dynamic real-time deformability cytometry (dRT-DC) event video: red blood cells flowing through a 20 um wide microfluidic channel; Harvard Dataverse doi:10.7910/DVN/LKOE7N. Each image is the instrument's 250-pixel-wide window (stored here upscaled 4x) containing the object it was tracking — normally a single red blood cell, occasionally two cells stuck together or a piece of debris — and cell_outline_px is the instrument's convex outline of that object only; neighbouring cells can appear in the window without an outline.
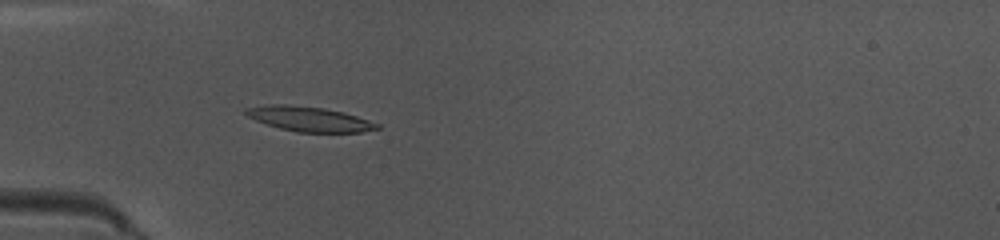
{"species": "common noctule bat (a hibernating species)", "species_latin": "Nyctalus noctula", "temperature_condition": "warm", "stored_images_in_passage": 50, "camera_frame_rate_fps": 3000, "um_per_image_px": 0.085, "animal": {"sex": "female", "body_mass_g": 10.0, "forearm_length_mm": 53.1}, "frame": {"image": 1, "passage_image": 16, "time_ms": 5.0, "image_size_px": [1000, 240], "cell_outline_px": [[380, 128], [360, 132], [296, 132], [280, 128], [256, 120], [248, 116], [244, 112], [244, 108], [272, 104], [284, 104], [324, 108], [344, 112], [380, 124]], "centroid_in_image_um": [26.29, 10.11], "position_along_channel_um": 58.7, "area_um2": 18.79}}
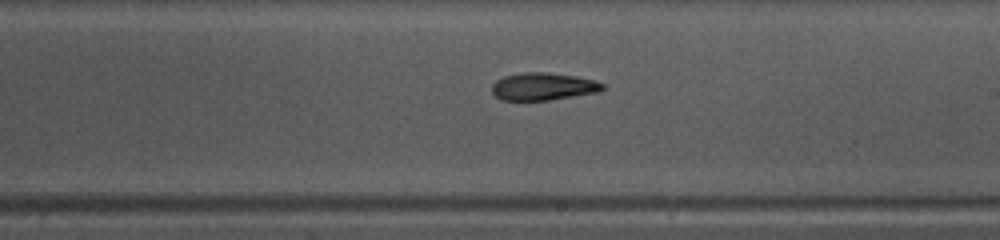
{"frame": {"image": 2, "passage_image": 30, "time_ms": 9.667, "image_size_px": [1000, 240], "cell_outline_px": [[608, 88], [596, 92], [548, 100], [500, 100], [492, 92], [492, 84], [496, 80], [504, 76], [524, 72], [548, 72], [576, 76], [596, 80], [604, 84]], "centroid_in_image_um": [46.18, 7.34], "position_along_channel_um": 242.8, "area_um2": 17.8}}
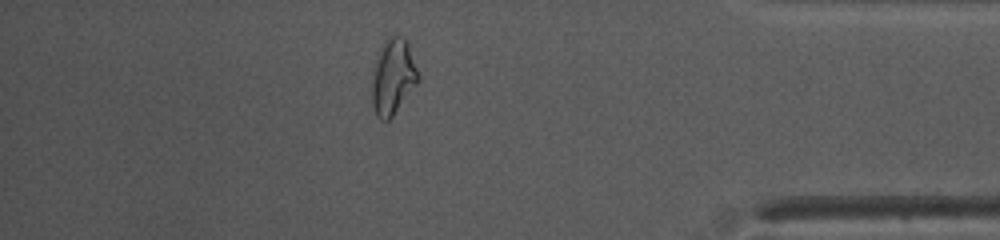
{"frame": {"image": 3, "passage_image": 44, "time_ms": 14.333, "image_size_px": [1000, 240], "cell_outline_px": [[420, 80], [392, 116], [388, 120], [380, 120], [376, 116], [372, 108], [372, 84], [376, 52], [384, 40], [388, 36], [400, 36], [408, 44], [420, 76]], "centroid_in_image_um": [33.38, 6.52], "position_along_channel_um": 401.8, "area_um2": 20.46}, "authors_computed_cell_mechanics": {"area_um2": 18.3804, "velocity_mm_per_s": 4.0252, "shape_relaxation_time_tau1_ms": 5.7497, "shape_relaxation_time_tau2_ms": 5.9696, "deformation_change_tau1": 0.1837, "deformation_change_tau2": 0.1567}}